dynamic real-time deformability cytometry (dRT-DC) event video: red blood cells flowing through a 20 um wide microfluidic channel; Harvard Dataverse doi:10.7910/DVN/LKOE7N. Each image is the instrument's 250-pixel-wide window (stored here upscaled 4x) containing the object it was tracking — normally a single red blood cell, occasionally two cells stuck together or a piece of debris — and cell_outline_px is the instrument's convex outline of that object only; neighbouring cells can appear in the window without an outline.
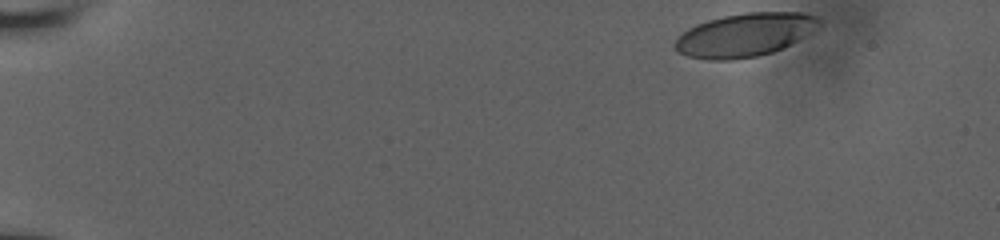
{"species": "human", "species_latin": "Homo sapiens", "temperature_condition": "room temperature", "stored_images_in_passage": 11, "camera_frame_rate_fps": 3000, "um_per_image_px": 0.085, "donor": {"sex": "male"}, "frame": {"image": 1, "passage_image": 1, "time_ms": 0.0, "image_size_px": [1000, 240], "cell_outline_px": [[820, 24], [796, 40], [772, 52], [756, 56], [732, 60], [708, 60], [688, 56], [676, 52], [672, 48], [672, 44], [676, 36], [688, 28], [696, 24], [708, 20], [724, 16], [744, 12], [800, 12], [816, 16], [820, 20]], "centroid_in_image_um": [63.18, 2.97], "position_along_channel_um": 21.8, "area_um2": 36.3}}
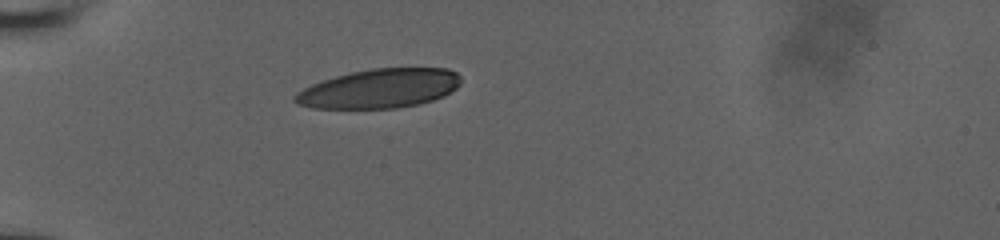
{"frame": {"image": 2, "passage_image": 8, "time_ms": 3.667, "image_size_px": [1000, 240], "cell_outline_px": [[460, 84], [456, 88], [444, 96], [432, 100], [416, 104], [396, 108], [312, 108], [296, 104], [292, 100], [292, 96], [296, 92], [312, 84], [336, 76], [352, 72], [372, 68], [448, 68], [456, 72], [460, 76]], "centroid_in_image_um": [32.24, 7.52], "position_along_channel_um": 52.8, "area_um2": 37.86}}
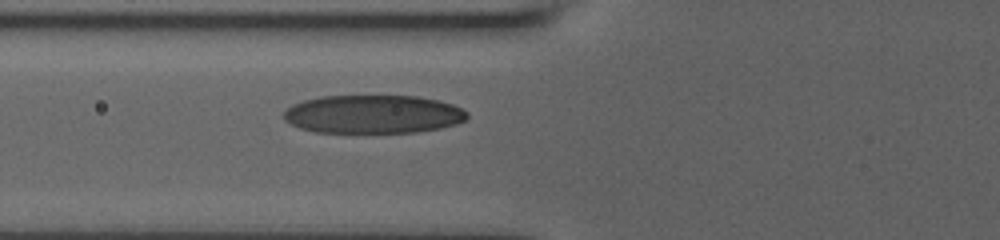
{"frame": {"image": 3, "passage_image": 11, "time_ms": 5.333, "image_size_px": [1000, 240], "cell_outline_px": [[468, 116], [464, 120], [456, 124], [440, 128], [416, 132], [316, 132], [300, 128], [284, 120], [284, 112], [292, 104], [304, 100], [320, 96], [416, 96], [436, 100], [452, 104], [468, 112]], "centroid_in_image_um": [31.7, 9.7], "position_along_channel_um": 94.1, "area_um2": 40.86}}